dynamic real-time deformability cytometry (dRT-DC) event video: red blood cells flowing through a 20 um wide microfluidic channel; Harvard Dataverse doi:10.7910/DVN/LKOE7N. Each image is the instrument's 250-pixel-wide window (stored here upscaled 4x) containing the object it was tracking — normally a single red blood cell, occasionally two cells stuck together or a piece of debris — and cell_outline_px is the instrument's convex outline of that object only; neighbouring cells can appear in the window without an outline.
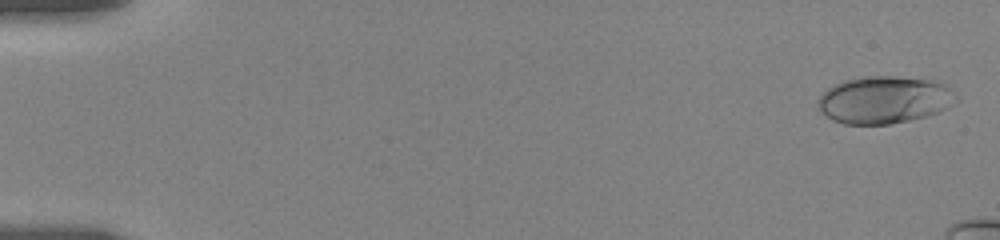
{"species": "human", "species_latin": "Homo sapiens", "temperature_condition": "room temperature", "stored_images_in_passage": 18, "camera_frame_rate_fps": 3000, "um_per_image_px": 0.085, "donor": {"sex": "female"}, "frame": {"image": 1, "passage_image": 1, "time_ms": 0.0, "image_size_px": [1000, 240], "cell_outline_px": [[960, 100], [928, 116], [888, 124], [844, 124], [832, 120], [820, 108], [816, 100], [828, 88], [844, 80], [864, 76], [892, 76], [928, 80], [944, 84]], "centroid_in_image_um": [75.14, 8.48], "position_along_channel_um": 9.9, "area_um2": 37.63}}
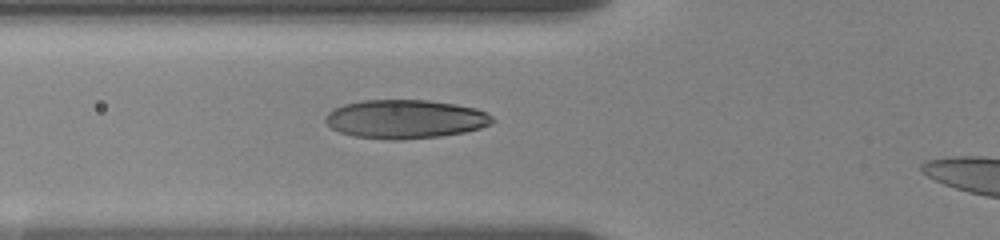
{"frame": {"image": 2, "passage_image": 16, "time_ms": 6.667, "image_size_px": [1000, 240], "cell_outline_px": [[496, 120], [492, 124], [480, 128], [464, 132], [440, 136], [404, 140], [392, 140], [352, 136], [340, 132], [332, 128], [324, 120], [324, 116], [328, 112], [344, 104], [364, 100], [428, 100], [456, 104], [476, 108], [488, 112]], "centroid_in_image_um": [34.48, 10.12], "position_along_channel_um": 91.3, "area_um2": 37.97}}
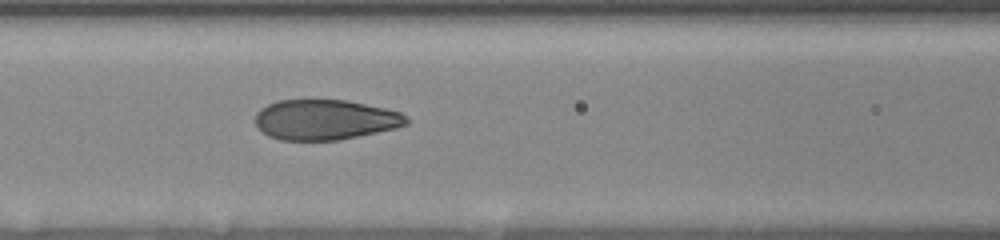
{"frame": {"image": 3, "passage_image": 18, "time_ms": 8.0, "image_size_px": [1000, 240], "cell_outline_px": [[408, 124], [396, 128], [340, 140], [280, 140], [268, 136], [256, 128], [256, 112], [260, 108], [276, 100], [348, 100], [384, 108], [400, 112], [408, 116]], "centroid_in_image_um": [27.62, 10.17], "position_along_channel_um": 139.0, "area_um2": 35.66}}